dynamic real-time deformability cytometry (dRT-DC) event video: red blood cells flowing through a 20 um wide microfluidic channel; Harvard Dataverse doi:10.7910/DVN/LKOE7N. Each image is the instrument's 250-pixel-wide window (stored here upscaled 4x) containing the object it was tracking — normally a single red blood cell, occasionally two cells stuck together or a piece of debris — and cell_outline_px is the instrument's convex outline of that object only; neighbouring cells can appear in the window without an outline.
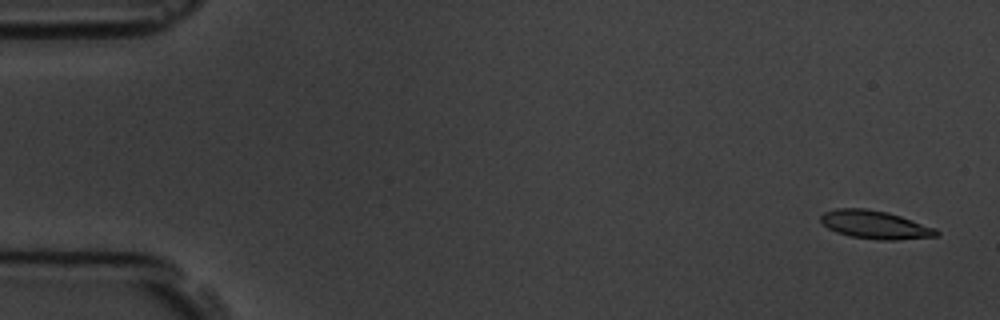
{"species": "common noctule bat (a hibernating species)", "species_latin": "Nyctalus noctula", "temperature_condition": "room temperature", "stored_images_in_passage": 5, "camera_frame_rate_fps": 3000, "um_per_image_px": 0.085, "animal": {"sex": "male", "body_mass_g": 19.5, "forearm_length_mm": 54.6}, "frame": {"image": 1, "passage_image": 1, "time_ms": 0.0, "image_size_px": [1000, 320], "cell_outline_px": [[940, 236], [896, 240], [880, 240], [852, 236], [836, 232], [828, 228], [820, 220], [820, 216], [824, 212], [836, 208], [864, 208], [888, 212], [936, 228], [940, 232]], "centroid_in_image_um": [74.4, 19.1], "position_along_channel_um": 10.6, "area_um2": 19.02}}